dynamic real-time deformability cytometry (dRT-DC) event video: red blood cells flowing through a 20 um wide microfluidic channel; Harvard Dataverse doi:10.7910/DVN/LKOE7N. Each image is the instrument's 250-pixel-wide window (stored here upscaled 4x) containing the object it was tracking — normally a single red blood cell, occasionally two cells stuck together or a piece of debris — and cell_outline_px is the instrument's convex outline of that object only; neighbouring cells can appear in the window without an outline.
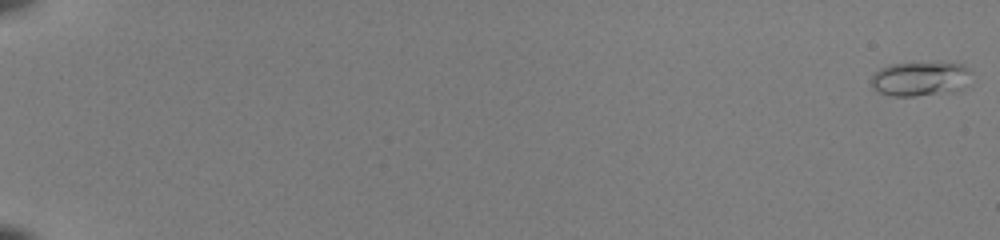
{"species": "common noctule bat (a hibernating species)", "species_latin": "Nyctalus noctula", "temperature_condition": "room temperature", "stored_images_in_passage": 37, "camera_frame_rate_fps": 3000, "um_per_image_px": 0.085, "animal": {"sex": "female", "body_mass_g": 22.0, "forearm_length_mm": 56.7}, "frame": {"image": 1, "passage_image": 1, "time_ms": 0.0, "image_size_px": [1000, 240], "cell_outline_px": [[972, 72], [964, 88], [952, 92], [912, 96], [892, 96], [876, 92], [872, 88], [872, 76], [880, 68], [888, 64], [912, 60], [964, 64]], "centroid_in_image_um": [78.21, 6.65], "position_along_channel_um": 6.8, "area_um2": 20.98}}
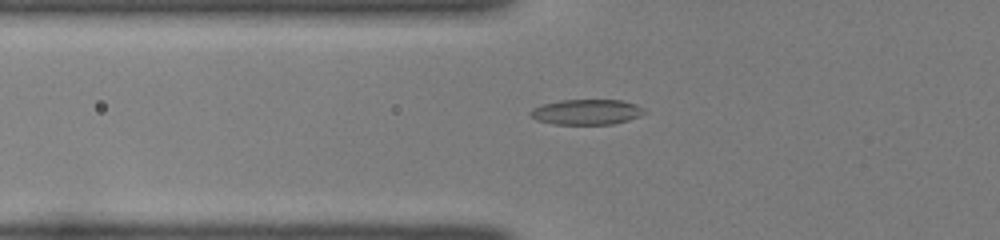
{"frame": {"image": 2, "passage_image": 22, "time_ms": 7.0, "image_size_px": [1000, 240], "cell_outline_px": [[648, 112], [640, 116], [628, 120], [612, 124], [552, 124], [536, 120], [528, 112], [532, 108], [544, 104], [560, 100], [620, 100], [636, 104], [644, 108]], "centroid_in_image_um": [49.88, 9.52], "position_along_channel_um": 75.9, "area_um2": 16.88}}
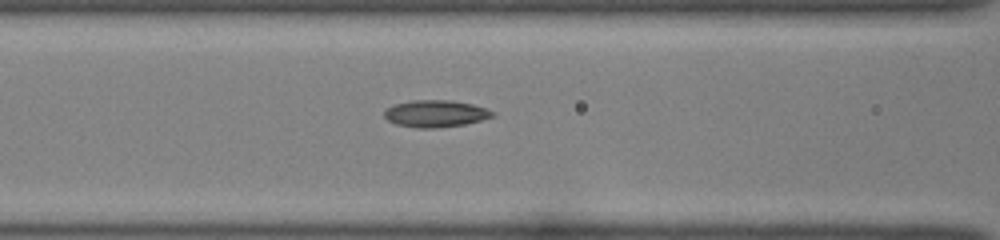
{"frame": {"image": 3, "passage_image": 26, "time_ms": 8.333, "image_size_px": [1000, 240], "cell_outline_px": [[496, 116], [464, 124], [432, 128], [416, 128], [396, 124], [388, 120], [384, 116], [384, 112], [392, 104], [412, 100], [452, 100], [472, 104], [496, 112]], "centroid_in_image_um": [37.02, 9.65], "position_along_channel_um": 129.6, "area_um2": 16.99}}